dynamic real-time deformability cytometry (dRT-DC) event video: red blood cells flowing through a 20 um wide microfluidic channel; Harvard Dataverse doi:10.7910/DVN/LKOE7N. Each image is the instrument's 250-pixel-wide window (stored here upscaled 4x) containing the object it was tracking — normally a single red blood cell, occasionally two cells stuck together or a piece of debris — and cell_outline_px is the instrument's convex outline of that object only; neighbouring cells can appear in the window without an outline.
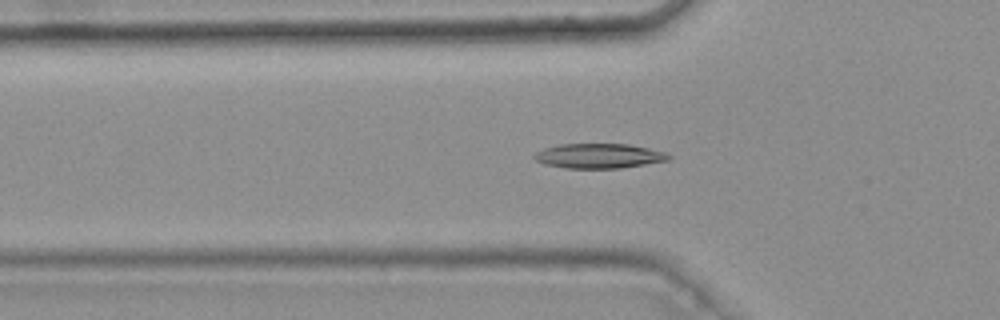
{"species": "common noctule bat (a hibernating species)", "species_latin": "Nyctalus noctula", "temperature_condition": "warm", "stored_images_in_passage": 47, "camera_frame_rate_fps": 3000, "um_per_image_px": 0.085, "animal": {"sex": "female", "body_mass_g": 25.1}, "frame": {"image": 1, "passage_image": 18, "time_ms": 5.667, "image_size_px": [1000, 320], "cell_outline_px": [[672, 156], [668, 160], [620, 168], [564, 168], [544, 164], [536, 160], [532, 156], [536, 152], [544, 148], [560, 144], [628, 144], [648, 148], [664, 152]], "centroid_in_image_um": [50.87, 13.25], "position_along_channel_um": 74.9, "area_um2": 19.25}}
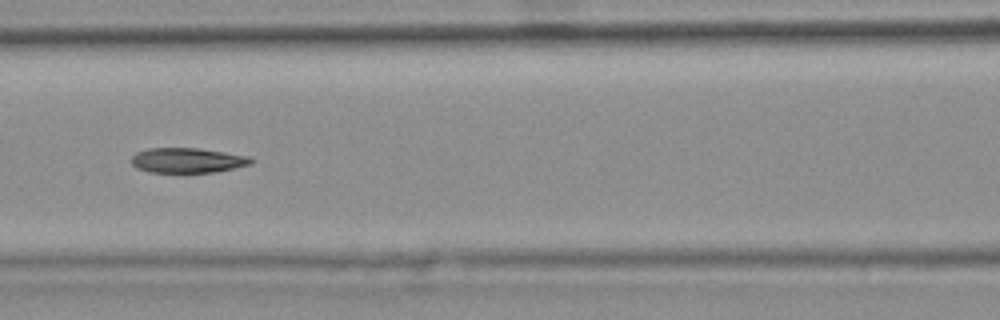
{"frame": {"image": 2, "passage_image": 24, "time_ms": 7.667, "image_size_px": [1000, 320], "cell_outline_px": [[252, 164], [216, 172], [188, 176], [148, 172], [136, 168], [132, 164], [132, 156], [136, 152], [148, 148], [200, 148], [248, 156], [252, 160]], "centroid_in_image_um": [15.9, 13.68], "position_along_channel_um": 150.7, "area_um2": 18.38}}
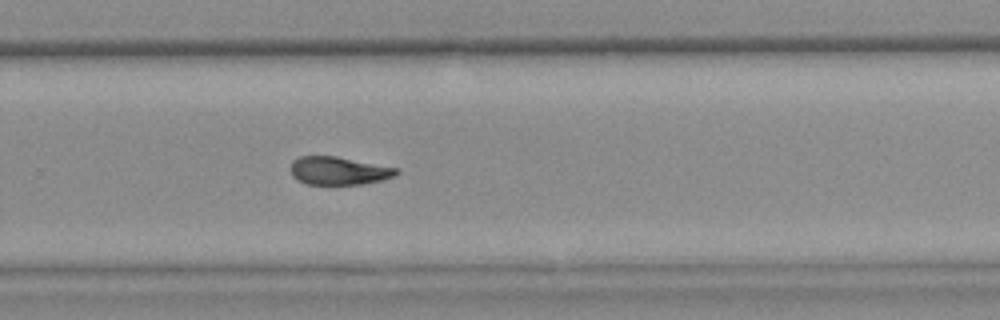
{"frame": {"image": 3, "passage_image": 36, "time_ms": 11.667, "image_size_px": [1000, 320], "cell_outline_px": [[400, 172], [384, 180], [364, 184], [304, 184], [296, 180], [292, 176], [288, 168], [292, 160], [300, 156], [336, 156], [400, 168]], "centroid_in_image_um": [28.76, 14.51], "position_along_channel_um": 301.0, "area_um2": 17.69}, "authors_computed_cell_mechanics": {"area_um2": 18.6116, "velocity_mm_per_s": 3.7686, "shape_relaxation_time_tau1_ms": 8.9007, "shape_relaxation_time_tau2_ms": 3.9048, "deformation_change_tau1": 0.1992, "deformation_change_tau2": 0.1059}}